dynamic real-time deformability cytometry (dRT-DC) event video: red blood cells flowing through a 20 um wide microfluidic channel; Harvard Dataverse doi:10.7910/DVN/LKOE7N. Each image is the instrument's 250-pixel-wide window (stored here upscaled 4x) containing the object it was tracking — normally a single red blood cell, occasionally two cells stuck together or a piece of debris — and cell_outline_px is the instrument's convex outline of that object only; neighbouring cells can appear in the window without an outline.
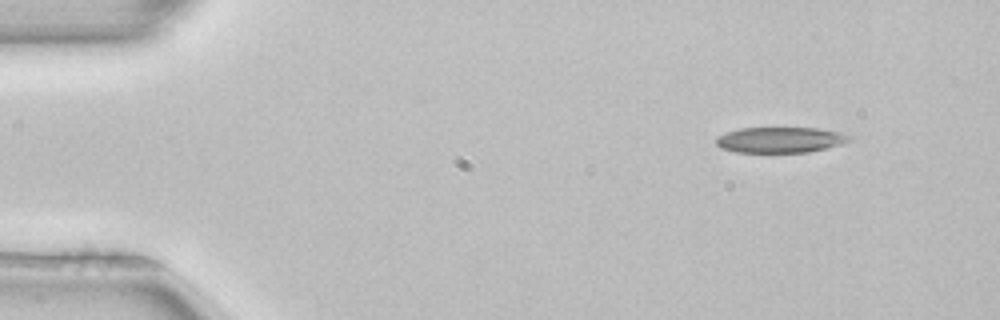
{"species": "common noctule bat (a hibernating species)", "species_latin": "Nyctalus noctula", "temperature_condition": "room temperature", "stored_images_in_passage": 47, "camera_frame_rate_fps": 3000, "um_per_image_px": 0.085, "animal": {"sex": "female", "body_mass_g": 22.7, "forearm_length_mm": 54.2}, "frame": {"image": 1, "passage_image": 1, "time_ms": 0.0, "image_size_px": [1000, 320], "cell_outline_px": [[852, 140], [844, 144], [808, 152], [736, 152], [720, 148], [716, 144], [716, 136], [740, 128], [820, 128], [840, 132], [852, 136]], "centroid_in_image_um": [66.35, 11.88], "position_along_channel_um": 18.6, "area_um2": 20.06}}
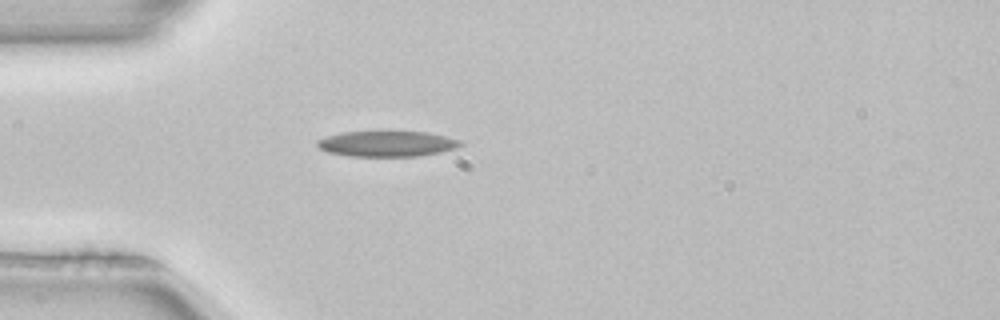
{"frame": {"image": 2, "passage_image": 10, "time_ms": 3.0, "image_size_px": [1000, 320], "cell_outline_px": [[464, 144], [456, 148], [440, 152], [420, 156], [348, 156], [328, 152], [320, 148], [316, 144], [316, 140], [340, 132], [428, 132], [460, 140]], "centroid_in_image_um": [32.89, 12.22], "position_along_channel_um": 52.1, "area_um2": 21.27}}
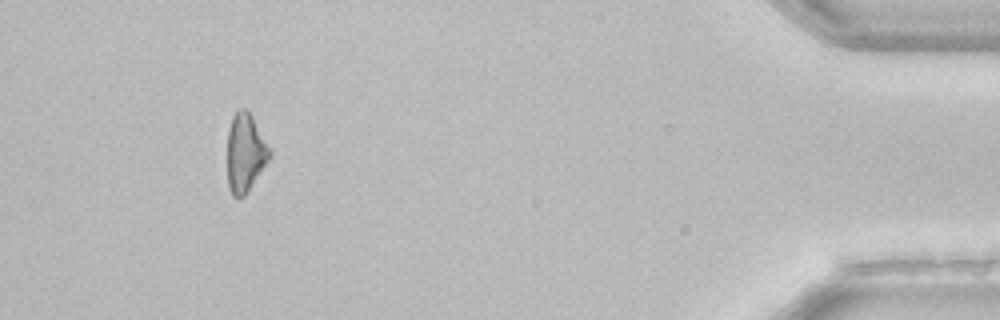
{"frame": {"image": 3, "passage_image": 43, "time_ms": 14.0, "image_size_px": [1000, 320], "cell_outline_px": [[272, 156], [244, 196], [232, 196], [228, 188], [228, 132], [232, 116], [236, 108], [244, 108], [252, 116], [272, 152]], "centroid_in_image_um": [20.85, 12.97], "position_along_channel_um": 414.4, "area_um2": 19.25}}